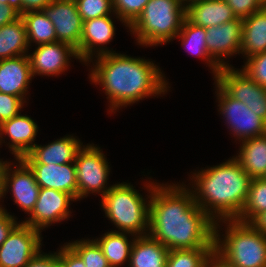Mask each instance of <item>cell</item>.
<instances>
[{
    "label": "cell",
    "instance_id": "6da1fadb",
    "mask_svg": "<svg viewBox=\"0 0 266 267\" xmlns=\"http://www.w3.org/2000/svg\"><path fill=\"white\" fill-rule=\"evenodd\" d=\"M187 187L156 182L150 198L148 235L169 250L215 248V221L195 203Z\"/></svg>",
    "mask_w": 266,
    "mask_h": 267
},
{
    "label": "cell",
    "instance_id": "7a4b0ae2",
    "mask_svg": "<svg viewBox=\"0 0 266 267\" xmlns=\"http://www.w3.org/2000/svg\"><path fill=\"white\" fill-rule=\"evenodd\" d=\"M96 58L90 61L95 63L89 78L95 85L103 87L110 103V113L145 97L164 95L170 88L160 68L150 60L120 53Z\"/></svg>",
    "mask_w": 266,
    "mask_h": 267
},
{
    "label": "cell",
    "instance_id": "3957f363",
    "mask_svg": "<svg viewBox=\"0 0 266 267\" xmlns=\"http://www.w3.org/2000/svg\"><path fill=\"white\" fill-rule=\"evenodd\" d=\"M193 174L190 176L193 184L188 185L192 186L195 203L206 214L215 222L239 218L252 178L235 156Z\"/></svg>",
    "mask_w": 266,
    "mask_h": 267
},
{
    "label": "cell",
    "instance_id": "277c9868",
    "mask_svg": "<svg viewBox=\"0 0 266 267\" xmlns=\"http://www.w3.org/2000/svg\"><path fill=\"white\" fill-rule=\"evenodd\" d=\"M215 260L223 267H266V235L237 219L215 222Z\"/></svg>",
    "mask_w": 266,
    "mask_h": 267
},
{
    "label": "cell",
    "instance_id": "5b68a950",
    "mask_svg": "<svg viewBox=\"0 0 266 267\" xmlns=\"http://www.w3.org/2000/svg\"><path fill=\"white\" fill-rule=\"evenodd\" d=\"M155 184L149 181L144 185V189L146 187L150 194H147V198H143L133 185L126 182L112 185L101 198L100 206L119 232L130 233L136 237L148 235L150 198Z\"/></svg>",
    "mask_w": 266,
    "mask_h": 267
},
{
    "label": "cell",
    "instance_id": "8992f818",
    "mask_svg": "<svg viewBox=\"0 0 266 267\" xmlns=\"http://www.w3.org/2000/svg\"><path fill=\"white\" fill-rule=\"evenodd\" d=\"M185 18L181 0H149L128 28L138 45L158 46L175 39Z\"/></svg>",
    "mask_w": 266,
    "mask_h": 267
},
{
    "label": "cell",
    "instance_id": "52a82bcc",
    "mask_svg": "<svg viewBox=\"0 0 266 267\" xmlns=\"http://www.w3.org/2000/svg\"><path fill=\"white\" fill-rule=\"evenodd\" d=\"M74 164L78 200L87 197L90 193H98L102 198L112 187L107 186L110 165L100 147L93 143L83 145L76 155Z\"/></svg>",
    "mask_w": 266,
    "mask_h": 267
},
{
    "label": "cell",
    "instance_id": "ba28073f",
    "mask_svg": "<svg viewBox=\"0 0 266 267\" xmlns=\"http://www.w3.org/2000/svg\"><path fill=\"white\" fill-rule=\"evenodd\" d=\"M213 80L229 96L246 104L251 111L266 121V87L259 85L242 69L232 66L221 68Z\"/></svg>",
    "mask_w": 266,
    "mask_h": 267
},
{
    "label": "cell",
    "instance_id": "9c48e42d",
    "mask_svg": "<svg viewBox=\"0 0 266 267\" xmlns=\"http://www.w3.org/2000/svg\"><path fill=\"white\" fill-rule=\"evenodd\" d=\"M218 111L226 118L228 129L236 140L243 141L266 134V121L251 111L246 104L229 96L216 82Z\"/></svg>",
    "mask_w": 266,
    "mask_h": 267
},
{
    "label": "cell",
    "instance_id": "30bf717a",
    "mask_svg": "<svg viewBox=\"0 0 266 267\" xmlns=\"http://www.w3.org/2000/svg\"><path fill=\"white\" fill-rule=\"evenodd\" d=\"M41 231L20 222L0 246V267H24L42 246Z\"/></svg>",
    "mask_w": 266,
    "mask_h": 267
},
{
    "label": "cell",
    "instance_id": "8fae6325",
    "mask_svg": "<svg viewBox=\"0 0 266 267\" xmlns=\"http://www.w3.org/2000/svg\"><path fill=\"white\" fill-rule=\"evenodd\" d=\"M17 163L5 161L3 169V198L8 190L13 200L25 213L30 214L38 199L40 186L36 182L34 172L23 159H15Z\"/></svg>",
    "mask_w": 266,
    "mask_h": 267
},
{
    "label": "cell",
    "instance_id": "7c38bea8",
    "mask_svg": "<svg viewBox=\"0 0 266 267\" xmlns=\"http://www.w3.org/2000/svg\"><path fill=\"white\" fill-rule=\"evenodd\" d=\"M76 199L65 192L49 188H40L34 209L23 223L42 231L52 224L70 218L69 205Z\"/></svg>",
    "mask_w": 266,
    "mask_h": 267
},
{
    "label": "cell",
    "instance_id": "4fadbf2b",
    "mask_svg": "<svg viewBox=\"0 0 266 267\" xmlns=\"http://www.w3.org/2000/svg\"><path fill=\"white\" fill-rule=\"evenodd\" d=\"M27 56L33 77L36 75L58 77L69 68L72 56L80 60L75 48L59 41L39 44L33 53H28Z\"/></svg>",
    "mask_w": 266,
    "mask_h": 267
},
{
    "label": "cell",
    "instance_id": "5bb4252c",
    "mask_svg": "<svg viewBox=\"0 0 266 267\" xmlns=\"http://www.w3.org/2000/svg\"><path fill=\"white\" fill-rule=\"evenodd\" d=\"M241 18L217 26L206 28V44L209 55L221 67H231L224 61L230 56L239 54L242 42Z\"/></svg>",
    "mask_w": 266,
    "mask_h": 267
},
{
    "label": "cell",
    "instance_id": "9a60e30c",
    "mask_svg": "<svg viewBox=\"0 0 266 267\" xmlns=\"http://www.w3.org/2000/svg\"><path fill=\"white\" fill-rule=\"evenodd\" d=\"M111 17L112 15H106L83 22L79 48L76 51L80 61L86 65L96 57L116 53L105 46L103 48L115 36L116 29Z\"/></svg>",
    "mask_w": 266,
    "mask_h": 267
},
{
    "label": "cell",
    "instance_id": "2e32d148",
    "mask_svg": "<svg viewBox=\"0 0 266 267\" xmlns=\"http://www.w3.org/2000/svg\"><path fill=\"white\" fill-rule=\"evenodd\" d=\"M44 11L53 23L57 41L69 44L77 50L83 20L77 11L75 0H52Z\"/></svg>",
    "mask_w": 266,
    "mask_h": 267
},
{
    "label": "cell",
    "instance_id": "e0dca14e",
    "mask_svg": "<svg viewBox=\"0 0 266 267\" xmlns=\"http://www.w3.org/2000/svg\"><path fill=\"white\" fill-rule=\"evenodd\" d=\"M37 132L38 126L34 120L20 113L0 124V145L3 142L5 143V140H3L5 138L3 137L7 135L10 139L9 145L7 144L10 148L9 150L15 159H22L36 145L34 141Z\"/></svg>",
    "mask_w": 266,
    "mask_h": 267
},
{
    "label": "cell",
    "instance_id": "ac0fdd59",
    "mask_svg": "<svg viewBox=\"0 0 266 267\" xmlns=\"http://www.w3.org/2000/svg\"><path fill=\"white\" fill-rule=\"evenodd\" d=\"M82 146L83 143L79 139L73 135H68L43 146L36 144L22 159L26 163L46 165L74 163L76 155Z\"/></svg>",
    "mask_w": 266,
    "mask_h": 267
},
{
    "label": "cell",
    "instance_id": "d6986e66",
    "mask_svg": "<svg viewBox=\"0 0 266 267\" xmlns=\"http://www.w3.org/2000/svg\"><path fill=\"white\" fill-rule=\"evenodd\" d=\"M40 188H49L72 195L78 201V185L74 163L62 165L27 163Z\"/></svg>",
    "mask_w": 266,
    "mask_h": 267
},
{
    "label": "cell",
    "instance_id": "ffe728a7",
    "mask_svg": "<svg viewBox=\"0 0 266 267\" xmlns=\"http://www.w3.org/2000/svg\"><path fill=\"white\" fill-rule=\"evenodd\" d=\"M32 78L27 55L0 60V92L26 100Z\"/></svg>",
    "mask_w": 266,
    "mask_h": 267
},
{
    "label": "cell",
    "instance_id": "44dd1931",
    "mask_svg": "<svg viewBox=\"0 0 266 267\" xmlns=\"http://www.w3.org/2000/svg\"><path fill=\"white\" fill-rule=\"evenodd\" d=\"M186 19L200 27L221 25L238 19L225 0H200L185 7Z\"/></svg>",
    "mask_w": 266,
    "mask_h": 267
},
{
    "label": "cell",
    "instance_id": "7402d4cb",
    "mask_svg": "<svg viewBox=\"0 0 266 267\" xmlns=\"http://www.w3.org/2000/svg\"><path fill=\"white\" fill-rule=\"evenodd\" d=\"M169 251L149 235L137 236L131 249L129 267H166Z\"/></svg>",
    "mask_w": 266,
    "mask_h": 267
},
{
    "label": "cell",
    "instance_id": "603a6c76",
    "mask_svg": "<svg viewBox=\"0 0 266 267\" xmlns=\"http://www.w3.org/2000/svg\"><path fill=\"white\" fill-rule=\"evenodd\" d=\"M240 53L245 59L266 51V6L242 19Z\"/></svg>",
    "mask_w": 266,
    "mask_h": 267
},
{
    "label": "cell",
    "instance_id": "cb8c5ba5",
    "mask_svg": "<svg viewBox=\"0 0 266 267\" xmlns=\"http://www.w3.org/2000/svg\"><path fill=\"white\" fill-rule=\"evenodd\" d=\"M236 159L251 178H263L266 174V134L240 141Z\"/></svg>",
    "mask_w": 266,
    "mask_h": 267
},
{
    "label": "cell",
    "instance_id": "d4e9b609",
    "mask_svg": "<svg viewBox=\"0 0 266 267\" xmlns=\"http://www.w3.org/2000/svg\"><path fill=\"white\" fill-rule=\"evenodd\" d=\"M133 236L132 241L128 239V235ZM136 236L130 233L112 230L106 232L102 237L94 239L101 247L110 267H120L127 262L129 266L131 249ZM129 240V241H128Z\"/></svg>",
    "mask_w": 266,
    "mask_h": 267
},
{
    "label": "cell",
    "instance_id": "484cf974",
    "mask_svg": "<svg viewBox=\"0 0 266 267\" xmlns=\"http://www.w3.org/2000/svg\"><path fill=\"white\" fill-rule=\"evenodd\" d=\"M206 34V28L197 26L185 18L181 30L175 38L179 37L182 40V46H184L190 54L205 60L215 78L221 70V67L209 55L205 40Z\"/></svg>",
    "mask_w": 266,
    "mask_h": 267
},
{
    "label": "cell",
    "instance_id": "4316f807",
    "mask_svg": "<svg viewBox=\"0 0 266 267\" xmlns=\"http://www.w3.org/2000/svg\"><path fill=\"white\" fill-rule=\"evenodd\" d=\"M29 48L26 26L21 17L0 27V60L27 55Z\"/></svg>",
    "mask_w": 266,
    "mask_h": 267
},
{
    "label": "cell",
    "instance_id": "83f0119b",
    "mask_svg": "<svg viewBox=\"0 0 266 267\" xmlns=\"http://www.w3.org/2000/svg\"><path fill=\"white\" fill-rule=\"evenodd\" d=\"M27 32L28 44L36 45L57 41L55 28L45 11H32L21 15Z\"/></svg>",
    "mask_w": 266,
    "mask_h": 267
},
{
    "label": "cell",
    "instance_id": "f1b7e54d",
    "mask_svg": "<svg viewBox=\"0 0 266 267\" xmlns=\"http://www.w3.org/2000/svg\"><path fill=\"white\" fill-rule=\"evenodd\" d=\"M215 260V248L170 250L166 267H208Z\"/></svg>",
    "mask_w": 266,
    "mask_h": 267
},
{
    "label": "cell",
    "instance_id": "f546056e",
    "mask_svg": "<svg viewBox=\"0 0 266 267\" xmlns=\"http://www.w3.org/2000/svg\"><path fill=\"white\" fill-rule=\"evenodd\" d=\"M266 211V179L252 178L247 200L238 221L249 223L257 214Z\"/></svg>",
    "mask_w": 266,
    "mask_h": 267
},
{
    "label": "cell",
    "instance_id": "4dcf8cb0",
    "mask_svg": "<svg viewBox=\"0 0 266 267\" xmlns=\"http://www.w3.org/2000/svg\"><path fill=\"white\" fill-rule=\"evenodd\" d=\"M84 261L85 267H110L95 240L83 239L67 243Z\"/></svg>",
    "mask_w": 266,
    "mask_h": 267
},
{
    "label": "cell",
    "instance_id": "1f68e13d",
    "mask_svg": "<svg viewBox=\"0 0 266 267\" xmlns=\"http://www.w3.org/2000/svg\"><path fill=\"white\" fill-rule=\"evenodd\" d=\"M149 0H112L116 19L129 27L141 14Z\"/></svg>",
    "mask_w": 266,
    "mask_h": 267
},
{
    "label": "cell",
    "instance_id": "d6a6232c",
    "mask_svg": "<svg viewBox=\"0 0 266 267\" xmlns=\"http://www.w3.org/2000/svg\"><path fill=\"white\" fill-rule=\"evenodd\" d=\"M75 4L83 22L101 16L116 15L112 0H75Z\"/></svg>",
    "mask_w": 266,
    "mask_h": 267
},
{
    "label": "cell",
    "instance_id": "836d02e7",
    "mask_svg": "<svg viewBox=\"0 0 266 267\" xmlns=\"http://www.w3.org/2000/svg\"><path fill=\"white\" fill-rule=\"evenodd\" d=\"M242 70L259 85L266 87V51L257 53L245 61Z\"/></svg>",
    "mask_w": 266,
    "mask_h": 267
},
{
    "label": "cell",
    "instance_id": "e575fe53",
    "mask_svg": "<svg viewBox=\"0 0 266 267\" xmlns=\"http://www.w3.org/2000/svg\"><path fill=\"white\" fill-rule=\"evenodd\" d=\"M25 103L24 99L0 92V124L19 115Z\"/></svg>",
    "mask_w": 266,
    "mask_h": 267
},
{
    "label": "cell",
    "instance_id": "d590c367",
    "mask_svg": "<svg viewBox=\"0 0 266 267\" xmlns=\"http://www.w3.org/2000/svg\"><path fill=\"white\" fill-rule=\"evenodd\" d=\"M237 18H245L254 12L263 9L266 4L263 0H225Z\"/></svg>",
    "mask_w": 266,
    "mask_h": 267
},
{
    "label": "cell",
    "instance_id": "8d00e7d4",
    "mask_svg": "<svg viewBox=\"0 0 266 267\" xmlns=\"http://www.w3.org/2000/svg\"><path fill=\"white\" fill-rule=\"evenodd\" d=\"M64 244L57 251L60 267H85L82 258L67 243Z\"/></svg>",
    "mask_w": 266,
    "mask_h": 267
},
{
    "label": "cell",
    "instance_id": "74e56055",
    "mask_svg": "<svg viewBox=\"0 0 266 267\" xmlns=\"http://www.w3.org/2000/svg\"><path fill=\"white\" fill-rule=\"evenodd\" d=\"M24 267H60L57 252L47 254L40 250Z\"/></svg>",
    "mask_w": 266,
    "mask_h": 267
},
{
    "label": "cell",
    "instance_id": "f35d334b",
    "mask_svg": "<svg viewBox=\"0 0 266 267\" xmlns=\"http://www.w3.org/2000/svg\"><path fill=\"white\" fill-rule=\"evenodd\" d=\"M18 223L16 217L10 215L5 208L0 210V246Z\"/></svg>",
    "mask_w": 266,
    "mask_h": 267
},
{
    "label": "cell",
    "instance_id": "ab89813d",
    "mask_svg": "<svg viewBox=\"0 0 266 267\" xmlns=\"http://www.w3.org/2000/svg\"><path fill=\"white\" fill-rule=\"evenodd\" d=\"M20 17L19 12L13 7L0 3V27L16 21Z\"/></svg>",
    "mask_w": 266,
    "mask_h": 267
},
{
    "label": "cell",
    "instance_id": "60d3db41",
    "mask_svg": "<svg viewBox=\"0 0 266 267\" xmlns=\"http://www.w3.org/2000/svg\"><path fill=\"white\" fill-rule=\"evenodd\" d=\"M52 0H21V15L32 11H43Z\"/></svg>",
    "mask_w": 266,
    "mask_h": 267
},
{
    "label": "cell",
    "instance_id": "b9f144b4",
    "mask_svg": "<svg viewBox=\"0 0 266 267\" xmlns=\"http://www.w3.org/2000/svg\"><path fill=\"white\" fill-rule=\"evenodd\" d=\"M249 224L256 230L266 235V211L257 214Z\"/></svg>",
    "mask_w": 266,
    "mask_h": 267
},
{
    "label": "cell",
    "instance_id": "7bdbcfd3",
    "mask_svg": "<svg viewBox=\"0 0 266 267\" xmlns=\"http://www.w3.org/2000/svg\"><path fill=\"white\" fill-rule=\"evenodd\" d=\"M0 3L13 7L21 16V0H0Z\"/></svg>",
    "mask_w": 266,
    "mask_h": 267
},
{
    "label": "cell",
    "instance_id": "ee69618b",
    "mask_svg": "<svg viewBox=\"0 0 266 267\" xmlns=\"http://www.w3.org/2000/svg\"><path fill=\"white\" fill-rule=\"evenodd\" d=\"M5 166V161L0 159V200L3 199V169ZM3 206L0 205V210H3Z\"/></svg>",
    "mask_w": 266,
    "mask_h": 267
},
{
    "label": "cell",
    "instance_id": "f6af8a7d",
    "mask_svg": "<svg viewBox=\"0 0 266 267\" xmlns=\"http://www.w3.org/2000/svg\"><path fill=\"white\" fill-rule=\"evenodd\" d=\"M197 1H200V0H181V3L187 7L189 4H192L194 2H197Z\"/></svg>",
    "mask_w": 266,
    "mask_h": 267
},
{
    "label": "cell",
    "instance_id": "bcb514c9",
    "mask_svg": "<svg viewBox=\"0 0 266 267\" xmlns=\"http://www.w3.org/2000/svg\"><path fill=\"white\" fill-rule=\"evenodd\" d=\"M208 267H223L217 260H214Z\"/></svg>",
    "mask_w": 266,
    "mask_h": 267
}]
</instances>
